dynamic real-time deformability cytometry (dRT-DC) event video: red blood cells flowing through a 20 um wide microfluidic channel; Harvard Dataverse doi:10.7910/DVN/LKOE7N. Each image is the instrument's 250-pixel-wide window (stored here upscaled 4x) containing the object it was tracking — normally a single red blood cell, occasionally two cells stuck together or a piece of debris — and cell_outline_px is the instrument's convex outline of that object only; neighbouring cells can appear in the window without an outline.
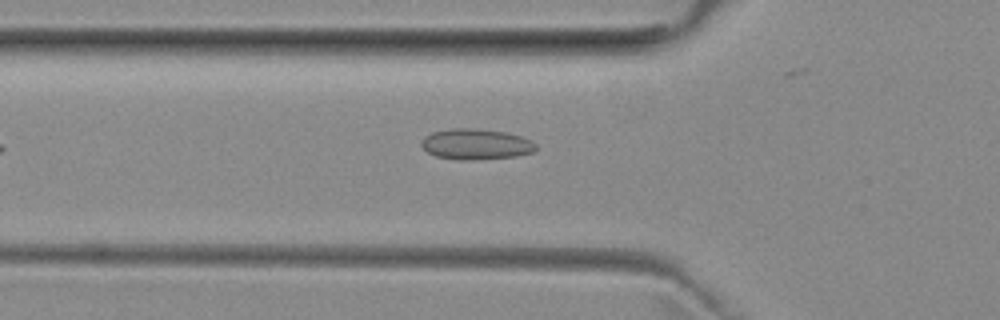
{"species": "common noctule bat (a hibernating species)", "species_latin": "Nyctalus noctula", "temperature_condition": "room temperature", "stored_images_in_passage": 29, "camera_frame_rate_fps": 3000, "um_per_image_px": 0.085, "animal": {"sex": "female", "body_mass_g": 29.2, "forearm_length_mm": 56.3}, "frame": {"image": 1, "passage_image": 2, "time_ms": 0.333, "image_size_px": [1000, 320], "cell_outline_px": [[536, 148], [532, 152], [516, 156], [472, 160], [460, 160], [436, 156], [428, 152], [420, 144], [420, 140], [424, 136], [432, 132], [452, 128], [476, 128], [504, 132], [520, 136], [536, 144]], "centroid_in_image_um": [40.4, 12.25], "position_along_channel_um": 85.4, "area_um2": 20.4}}
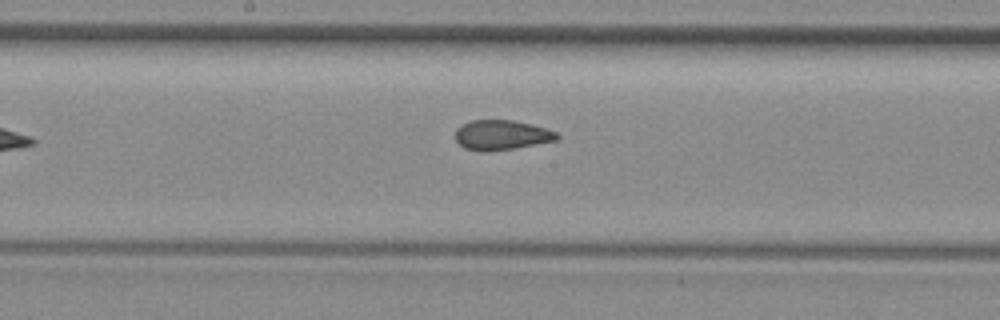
{"frame": {"image": 2, "passage_image": 11, "time_ms": 3.333, "image_size_px": [1000, 320], "cell_outline_px": [[560, 136], [556, 140], [512, 148], [484, 152], [464, 148], [456, 140], [456, 128], [460, 124], [472, 120], [512, 120], [532, 124], [556, 132]], "centroid_in_image_um": [42.59, 11.46], "position_along_channel_um": 205.6, "area_um2": 17.51}}
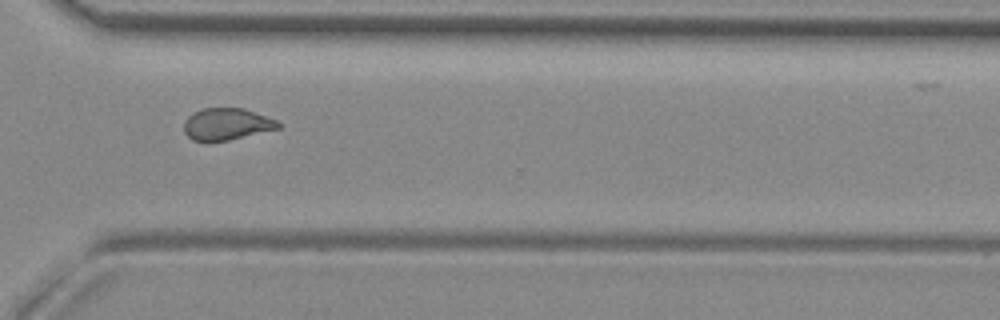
{"frame": {"image": 3, "passage_image": 22, "time_ms": 7.0, "image_size_px": [1000, 320], "cell_outline_px": [[280, 128], [228, 140], [208, 144], [192, 140], [184, 132], [184, 120], [188, 116], [204, 108], [244, 108], [276, 120], [280, 124]], "centroid_in_image_um": [19.22, 10.58], "position_along_channel_um": 351.4, "area_um2": 17.69}}